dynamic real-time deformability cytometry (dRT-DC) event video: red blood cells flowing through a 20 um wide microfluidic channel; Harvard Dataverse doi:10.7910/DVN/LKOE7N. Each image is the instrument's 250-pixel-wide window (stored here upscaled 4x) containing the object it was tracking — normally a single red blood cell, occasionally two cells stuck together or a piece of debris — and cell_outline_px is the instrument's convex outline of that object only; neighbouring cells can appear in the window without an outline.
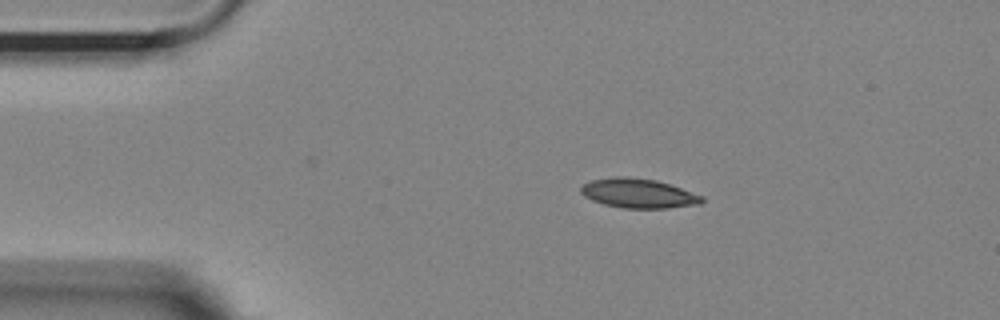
{"species": "Egyptian fruit bat (a non-hibernating species)", "species_latin": "Rousettus aegyptiacus", "temperature_condition": "room temperature", "stored_images_in_passage": 11, "camera_frame_rate_fps": 3000, "um_per_image_px": 0.085, "animal": {"sex": "female"}, "frame": {"image": 1, "passage_image": 1, "time_ms": 0.0, "image_size_px": [1000, 320], "cell_outline_px": [[704, 200], [700, 204], [668, 208], [624, 208], [604, 204], [592, 200], [584, 196], [580, 192], [580, 188], [584, 184], [592, 180], [616, 176], [628, 176], [656, 180], [704, 196]], "centroid_in_image_um": [54.26, 16.43], "position_along_channel_um": 30.7, "area_um2": 20.69}}
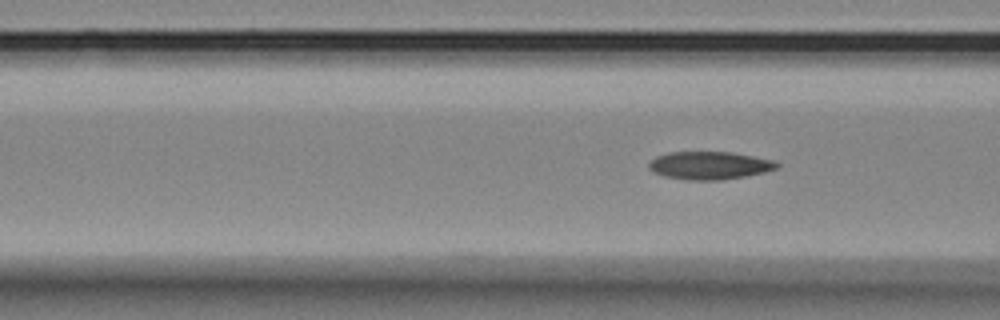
{"frame": {"image": 2, "passage_image": 11, "time_ms": 3.333, "image_size_px": [1000, 320], "cell_outline_px": [[780, 168], [764, 172], [724, 180], [688, 180], [664, 176], [648, 168], [648, 164], [656, 156], [668, 152], [732, 152], [772, 160], [780, 164]], "centroid_in_image_um": [60.32, 14.06], "position_along_channel_um": 106.3, "area_um2": 20.75}}